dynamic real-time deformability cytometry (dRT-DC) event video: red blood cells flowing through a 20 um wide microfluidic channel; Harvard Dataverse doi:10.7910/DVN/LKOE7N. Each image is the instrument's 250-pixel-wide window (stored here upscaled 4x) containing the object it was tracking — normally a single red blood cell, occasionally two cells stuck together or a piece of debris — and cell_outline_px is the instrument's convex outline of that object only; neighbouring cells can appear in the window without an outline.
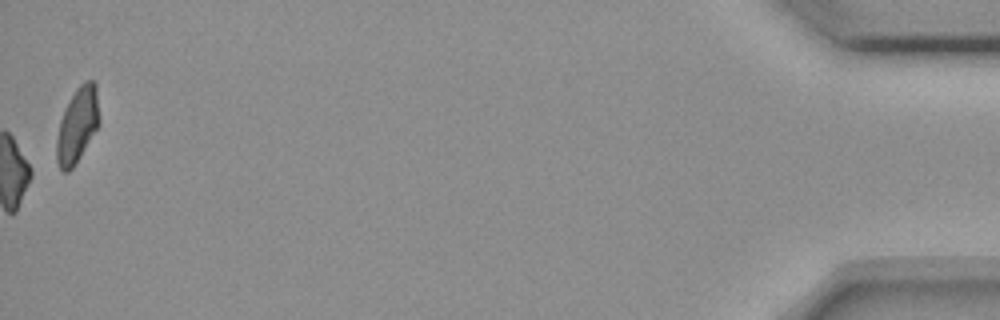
{"species": "common noctule bat (a hibernating species)", "species_latin": "Nyctalus noctula", "temperature_condition": "room temperature", "stored_images_in_passage": 44, "camera_frame_rate_fps": 3000, "um_per_image_px": 0.085, "animal": {"sex": "female", "body_mass_g": 18.4}, "frame": {"image": 1, "passage_image": 44, "time_ms": 14.333, "image_size_px": [1000, 320], "cell_outline_px": [[100, 124], [80, 156], [72, 168], [68, 172], [64, 172], [60, 168], [56, 160], [56, 140], [60, 120], [64, 108], [68, 100], [76, 88], [84, 80], [92, 80], [96, 84], [100, 120]], "centroid_in_image_um": [6.58, 10.6], "position_along_channel_um": 428.6, "area_um2": 18.84}, "authors_computed_cell_mechanics": {"area_um2": 17.9469, "velocity_mm_per_s": 3.6629, "shape_relaxation_time_tau1_ms": 8.855, "shape_relaxation_time_tau2_ms": null, "deformation_change_tau1": 0.1693, "deformation_change_tau2": null}}